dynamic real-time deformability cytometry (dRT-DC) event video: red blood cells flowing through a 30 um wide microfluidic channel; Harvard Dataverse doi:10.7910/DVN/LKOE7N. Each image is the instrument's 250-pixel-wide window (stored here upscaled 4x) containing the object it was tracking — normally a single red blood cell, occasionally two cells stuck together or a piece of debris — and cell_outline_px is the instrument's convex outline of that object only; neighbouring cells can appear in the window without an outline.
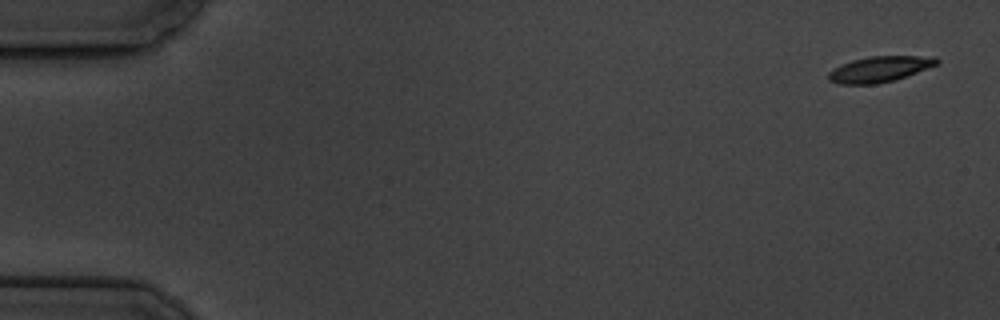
{"species": "common noctule bat (a hibernating species)", "species_latin": "Nyctalus noctula", "temperature_condition": "cold", "stored_images_in_passage": 6, "segment_of_instrument_passage": [1, 2], "camera_frame_rate_fps": 3000, "um_per_image_px": 0.085, "animal": {"sex": "male", "body_mass_g": 19.5, "forearm_length_mm": 54.6}, "frame": {"image": 1, "passage_image": 1, "time_ms": 0.0, "image_size_px": [1000, 320], "cell_outline_px": [[940, 60], [936, 64], [916, 72], [892, 80], [876, 84], [840, 84], [828, 80], [828, 72], [832, 68], [840, 64], [852, 60], [872, 56], [936, 56]], "centroid_in_image_um": [74.71, 5.87], "position_along_channel_um": 10.3, "area_um2": 16.07}}